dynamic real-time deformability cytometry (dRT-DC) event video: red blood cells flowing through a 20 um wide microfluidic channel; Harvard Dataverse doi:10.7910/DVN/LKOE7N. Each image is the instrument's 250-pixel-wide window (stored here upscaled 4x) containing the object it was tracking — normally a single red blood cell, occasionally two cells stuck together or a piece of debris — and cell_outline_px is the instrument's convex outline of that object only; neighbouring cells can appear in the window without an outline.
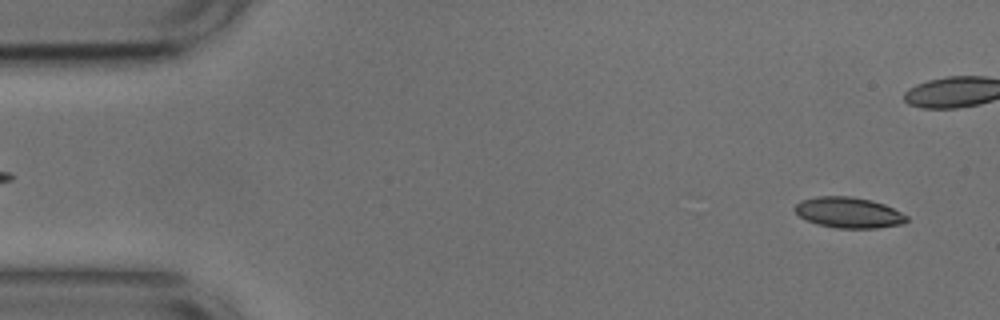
{"species": "common noctule bat (a hibernating species)", "species_latin": "Nyctalus noctula", "temperature_condition": "cold", "stored_images_in_passage": 42, "camera_frame_rate_fps": 3000, "um_per_image_px": 0.085, "animal": {"sex": "male", "body_mass_g": 17.9, "forearm_length_mm": 54.2}, "frame": {"image": 1, "passage_image": 2, "time_ms": 0.333, "image_size_px": [1000, 320], "cell_outline_px": [[908, 220], [904, 224], [876, 228], [836, 228], [816, 224], [800, 216], [792, 208], [800, 200], [816, 196], [852, 196], [872, 200], [884, 204], [908, 216]], "centroid_in_image_um": [72.13, 18.06], "position_along_channel_um": 12.9, "area_um2": 20.17}}
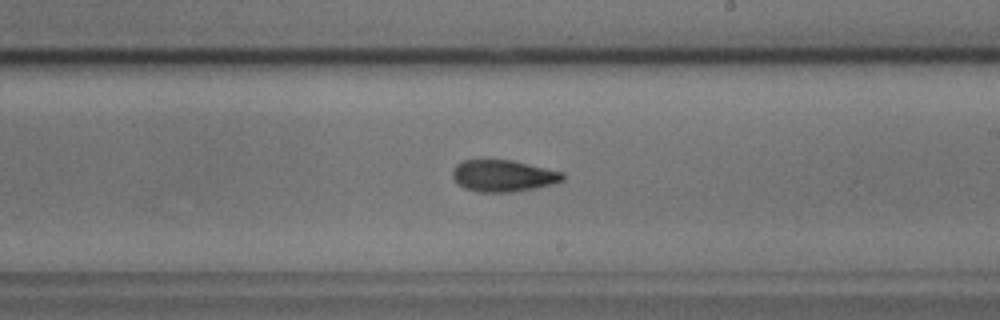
{"frame": {"image": 2, "passage_image": 29, "time_ms": 9.333, "image_size_px": [1000, 320], "cell_outline_px": [[564, 180], [552, 184], [512, 192], [476, 192], [464, 188], [452, 176], [452, 172], [456, 164], [464, 160], [512, 160], [564, 172]], "centroid_in_image_um": [42.77, 14.94], "position_along_channel_um": 246.2, "area_um2": 20.23}}
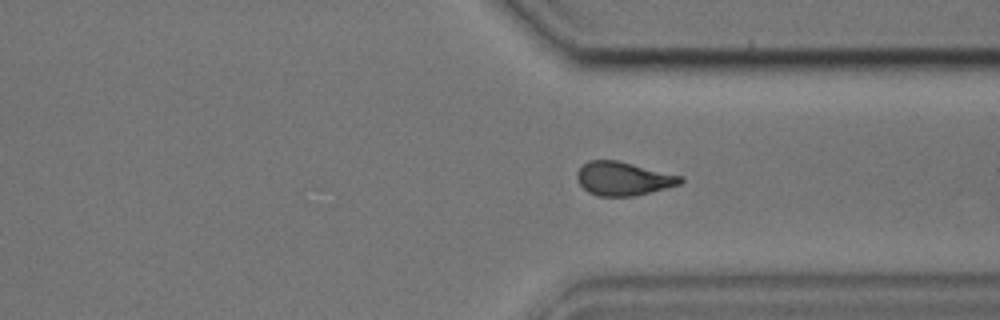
{"frame": {"image": 3, "passage_image": 38, "time_ms": 12.333, "image_size_px": [1000, 320], "cell_outline_px": [[684, 180], [680, 184], [632, 196], [596, 196], [588, 192], [576, 180], [576, 172], [588, 160], [616, 160], [684, 176]], "centroid_in_image_um": [52.95, 15.18], "position_along_channel_um": 358.4, "area_um2": 20.17}}